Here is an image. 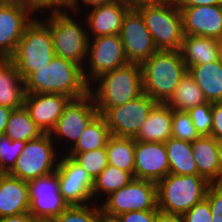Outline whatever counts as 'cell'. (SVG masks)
<instances>
[{
    "mask_svg": "<svg viewBox=\"0 0 222 222\" xmlns=\"http://www.w3.org/2000/svg\"><path fill=\"white\" fill-rule=\"evenodd\" d=\"M39 17L49 26L55 56L85 66L89 37L83 16L66 8L46 9Z\"/></svg>",
    "mask_w": 222,
    "mask_h": 222,
    "instance_id": "obj_1",
    "label": "cell"
},
{
    "mask_svg": "<svg viewBox=\"0 0 222 222\" xmlns=\"http://www.w3.org/2000/svg\"><path fill=\"white\" fill-rule=\"evenodd\" d=\"M24 86L26 94L60 93L71 99H78L89 93L83 68L58 56H55L48 66L33 72L24 81Z\"/></svg>",
    "mask_w": 222,
    "mask_h": 222,
    "instance_id": "obj_2",
    "label": "cell"
},
{
    "mask_svg": "<svg viewBox=\"0 0 222 222\" xmlns=\"http://www.w3.org/2000/svg\"><path fill=\"white\" fill-rule=\"evenodd\" d=\"M98 113L120 106L143 94L141 65L128 63L106 72L89 85Z\"/></svg>",
    "mask_w": 222,
    "mask_h": 222,
    "instance_id": "obj_3",
    "label": "cell"
},
{
    "mask_svg": "<svg viewBox=\"0 0 222 222\" xmlns=\"http://www.w3.org/2000/svg\"><path fill=\"white\" fill-rule=\"evenodd\" d=\"M143 93L166 103L188 69L179 50H158L141 64Z\"/></svg>",
    "mask_w": 222,
    "mask_h": 222,
    "instance_id": "obj_4",
    "label": "cell"
},
{
    "mask_svg": "<svg viewBox=\"0 0 222 222\" xmlns=\"http://www.w3.org/2000/svg\"><path fill=\"white\" fill-rule=\"evenodd\" d=\"M55 57L49 26L39 17L26 26L14 54L10 57L25 81L33 72L48 66Z\"/></svg>",
    "mask_w": 222,
    "mask_h": 222,
    "instance_id": "obj_5",
    "label": "cell"
},
{
    "mask_svg": "<svg viewBox=\"0 0 222 222\" xmlns=\"http://www.w3.org/2000/svg\"><path fill=\"white\" fill-rule=\"evenodd\" d=\"M156 185L159 211L183 215L206 197L211 184L199 175L169 173Z\"/></svg>",
    "mask_w": 222,
    "mask_h": 222,
    "instance_id": "obj_6",
    "label": "cell"
},
{
    "mask_svg": "<svg viewBox=\"0 0 222 222\" xmlns=\"http://www.w3.org/2000/svg\"><path fill=\"white\" fill-rule=\"evenodd\" d=\"M136 9L141 13L158 50H180L184 36L182 16L173 0L143 4Z\"/></svg>",
    "mask_w": 222,
    "mask_h": 222,
    "instance_id": "obj_7",
    "label": "cell"
},
{
    "mask_svg": "<svg viewBox=\"0 0 222 222\" xmlns=\"http://www.w3.org/2000/svg\"><path fill=\"white\" fill-rule=\"evenodd\" d=\"M60 156L61 153L50 134L43 133L38 138L26 142L8 174L29 182L55 172Z\"/></svg>",
    "mask_w": 222,
    "mask_h": 222,
    "instance_id": "obj_8",
    "label": "cell"
},
{
    "mask_svg": "<svg viewBox=\"0 0 222 222\" xmlns=\"http://www.w3.org/2000/svg\"><path fill=\"white\" fill-rule=\"evenodd\" d=\"M98 114L90 93L68 102L49 133L61 154H66L75 145L82 131Z\"/></svg>",
    "mask_w": 222,
    "mask_h": 222,
    "instance_id": "obj_9",
    "label": "cell"
},
{
    "mask_svg": "<svg viewBox=\"0 0 222 222\" xmlns=\"http://www.w3.org/2000/svg\"><path fill=\"white\" fill-rule=\"evenodd\" d=\"M100 206L103 215L110 219L130 211L159 210L157 185L149 180L133 178L128 185L107 196Z\"/></svg>",
    "mask_w": 222,
    "mask_h": 222,
    "instance_id": "obj_10",
    "label": "cell"
},
{
    "mask_svg": "<svg viewBox=\"0 0 222 222\" xmlns=\"http://www.w3.org/2000/svg\"><path fill=\"white\" fill-rule=\"evenodd\" d=\"M128 63L119 34L89 38L84 78L90 85L100 75Z\"/></svg>",
    "mask_w": 222,
    "mask_h": 222,
    "instance_id": "obj_11",
    "label": "cell"
},
{
    "mask_svg": "<svg viewBox=\"0 0 222 222\" xmlns=\"http://www.w3.org/2000/svg\"><path fill=\"white\" fill-rule=\"evenodd\" d=\"M56 171L59 191L69 206L94 203V180L83 167L66 154H61Z\"/></svg>",
    "mask_w": 222,
    "mask_h": 222,
    "instance_id": "obj_12",
    "label": "cell"
},
{
    "mask_svg": "<svg viewBox=\"0 0 222 222\" xmlns=\"http://www.w3.org/2000/svg\"><path fill=\"white\" fill-rule=\"evenodd\" d=\"M119 35L129 63L141 65L158 51L141 13L136 8H130L125 14Z\"/></svg>",
    "mask_w": 222,
    "mask_h": 222,
    "instance_id": "obj_13",
    "label": "cell"
},
{
    "mask_svg": "<svg viewBox=\"0 0 222 222\" xmlns=\"http://www.w3.org/2000/svg\"><path fill=\"white\" fill-rule=\"evenodd\" d=\"M155 104L153 99L143 93L132 101L109 108L102 116L111 135L134 138Z\"/></svg>",
    "mask_w": 222,
    "mask_h": 222,
    "instance_id": "obj_14",
    "label": "cell"
},
{
    "mask_svg": "<svg viewBox=\"0 0 222 222\" xmlns=\"http://www.w3.org/2000/svg\"><path fill=\"white\" fill-rule=\"evenodd\" d=\"M29 212L38 219H53L69 205L59 191L57 171L30 180Z\"/></svg>",
    "mask_w": 222,
    "mask_h": 222,
    "instance_id": "obj_15",
    "label": "cell"
},
{
    "mask_svg": "<svg viewBox=\"0 0 222 222\" xmlns=\"http://www.w3.org/2000/svg\"><path fill=\"white\" fill-rule=\"evenodd\" d=\"M168 174L169 161L165 143L135 141L133 177L157 183Z\"/></svg>",
    "mask_w": 222,
    "mask_h": 222,
    "instance_id": "obj_16",
    "label": "cell"
},
{
    "mask_svg": "<svg viewBox=\"0 0 222 222\" xmlns=\"http://www.w3.org/2000/svg\"><path fill=\"white\" fill-rule=\"evenodd\" d=\"M184 35H193L222 40V7L186 6L179 7Z\"/></svg>",
    "mask_w": 222,
    "mask_h": 222,
    "instance_id": "obj_17",
    "label": "cell"
},
{
    "mask_svg": "<svg viewBox=\"0 0 222 222\" xmlns=\"http://www.w3.org/2000/svg\"><path fill=\"white\" fill-rule=\"evenodd\" d=\"M130 8L125 0H116L82 12L88 37L119 34L124 16Z\"/></svg>",
    "mask_w": 222,
    "mask_h": 222,
    "instance_id": "obj_18",
    "label": "cell"
},
{
    "mask_svg": "<svg viewBox=\"0 0 222 222\" xmlns=\"http://www.w3.org/2000/svg\"><path fill=\"white\" fill-rule=\"evenodd\" d=\"M70 100V97L60 93L25 94L24 106L42 133L49 134Z\"/></svg>",
    "mask_w": 222,
    "mask_h": 222,
    "instance_id": "obj_19",
    "label": "cell"
},
{
    "mask_svg": "<svg viewBox=\"0 0 222 222\" xmlns=\"http://www.w3.org/2000/svg\"><path fill=\"white\" fill-rule=\"evenodd\" d=\"M35 15L19 6H0V58H10Z\"/></svg>",
    "mask_w": 222,
    "mask_h": 222,
    "instance_id": "obj_20",
    "label": "cell"
},
{
    "mask_svg": "<svg viewBox=\"0 0 222 222\" xmlns=\"http://www.w3.org/2000/svg\"><path fill=\"white\" fill-rule=\"evenodd\" d=\"M191 150L199 176L210 184H221L217 140L212 136H200L191 142Z\"/></svg>",
    "mask_w": 222,
    "mask_h": 222,
    "instance_id": "obj_21",
    "label": "cell"
},
{
    "mask_svg": "<svg viewBox=\"0 0 222 222\" xmlns=\"http://www.w3.org/2000/svg\"><path fill=\"white\" fill-rule=\"evenodd\" d=\"M28 183L7 173L0 183V219L29 212Z\"/></svg>",
    "mask_w": 222,
    "mask_h": 222,
    "instance_id": "obj_22",
    "label": "cell"
},
{
    "mask_svg": "<svg viewBox=\"0 0 222 222\" xmlns=\"http://www.w3.org/2000/svg\"><path fill=\"white\" fill-rule=\"evenodd\" d=\"M25 86L14 61L0 58V105L12 110L24 106Z\"/></svg>",
    "mask_w": 222,
    "mask_h": 222,
    "instance_id": "obj_23",
    "label": "cell"
},
{
    "mask_svg": "<svg viewBox=\"0 0 222 222\" xmlns=\"http://www.w3.org/2000/svg\"><path fill=\"white\" fill-rule=\"evenodd\" d=\"M172 112L166 103H156L133 139L165 143L172 135Z\"/></svg>",
    "mask_w": 222,
    "mask_h": 222,
    "instance_id": "obj_24",
    "label": "cell"
},
{
    "mask_svg": "<svg viewBox=\"0 0 222 222\" xmlns=\"http://www.w3.org/2000/svg\"><path fill=\"white\" fill-rule=\"evenodd\" d=\"M220 41L214 38L184 35L180 53L186 68L219 60Z\"/></svg>",
    "mask_w": 222,
    "mask_h": 222,
    "instance_id": "obj_25",
    "label": "cell"
},
{
    "mask_svg": "<svg viewBox=\"0 0 222 222\" xmlns=\"http://www.w3.org/2000/svg\"><path fill=\"white\" fill-rule=\"evenodd\" d=\"M194 82L203 91L208 102H222V62L217 60L188 68Z\"/></svg>",
    "mask_w": 222,
    "mask_h": 222,
    "instance_id": "obj_26",
    "label": "cell"
},
{
    "mask_svg": "<svg viewBox=\"0 0 222 222\" xmlns=\"http://www.w3.org/2000/svg\"><path fill=\"white\" fill-rule=\"evenodd\" d=\"M169 161V173L175 175H199L192 155L191 142L170 137L165 142Z\"/></svg>",
    "mask_w": 222,
    "mask_h": 222,
    "instance_id": "obj_27",
    "label": "cell"
},
{
    "mask_svg": "<svg viewBox=\"0 0 222 222\" xmlns=\"http://www.w3.org/2000/svg\"><path fill=\"white\" fill-rule=\"evenodd\" d=\"M133 178L131 172L108 164L94 179L92 192L94 203L100 204L111 193L128 185Z\"/></svg>",
    "mask_w": 222,
    "mask_h": 222,
    "instance_id": "obj_28",
    "label": "cell"
},
{
    "mask_svg": "<svg viewBox=\"0 0 222 222\" xmlns=\"http://www.w3.org/2000/svg\"><path fill=\"white\" fill-rule=\"evenodd\" d=\"M206 102L203 91L187 71L166 104L175 111L188 112L193 107Z\"/></svg>",
    "mask_w": 222,
    "mask_h": 222,
    "instance_id": "obj_29",
    "label": "cell"
},
{
    "mask_svg": "<svg viewBox=\"0 0 222 222\" xmlns=\"http://www.w3.org/2000/svg\"><path fill=\"white\" fill-rule=\"evenodd\" d=\"M111 132L104 117L98 114L82 131L75 145L68 152H87L106 147Z\"/></svg>",
    "mask_w": 222,
    "mask_h": 222,
    "instance_id": "obj_30",
    "label": "cell"
},
{
    "mask_svg": "<svg viewBox=\"0 0 222 222\" xmlns=\"http://www.w3.org/2000/svg\"><path fill=\"white\" fill-rule=\"evenodd\" d=\"M108 164L134 173L135 140L111 135L106 144Z\"/></svg>",
    "mask_w": 222,
    "mask_h": 222,
    "instance_id": "obj_31",
    "label": "cell"
},
{
    "mask_svg": "<svg viewBox=\"0 0 222 222\" xmlns=\"http://www.w3.org/2000/svg\"><path fill=\"white\" fill-rule=\"evenodd\" d=\"M42 134V131L31 119L29 111L23 106L20 109L12 110L3 135L11 140L27 142Z\"/></svg>",
    "mask_w": 222,
    "mask_h": 222,
    "instance_id": "obj_32",
    "label": "cell"
},
{
    "mask_svg": "<svg viewBox=\"0 0 222 222\" xmlns=\"http://www.w3.org/2000/svg\"><path fill=\"white\" fill-rule=\"evenodd\" d=\"M104 215L100 204L70 205L53 222H103Z\"/></svg>",
    "mask_w": 222,
    "mask_h": 222,
    "instance_id": "obj_33",
    "label": "cell"
},
{
    "mask_svg": "<svg viewBox=\"0 0 222 222\" xmlns=\"http://www.w3.org/2000/svg\"><path fill=\"white\" fill-rule=\"evenodd\" d=\"M81 167H83L94 180L108 165L106 148H98L87 152H67Z\"/></svg>",
    "mask_w": 222,
    "mask_h": 222,
    "instance_id": "obj_34",
    "label": "cell"
},
{
    "mask_svg": "<svg viewBox=\"0 0 222 222\" xmlns=\"http://www.w3.org/2000/svg\"><path fill=\"white\" fill-rule=\"evenodd\" d=\"M171 137L188 142L200 137L187 111L173 110Z\"/></svg>",
    "mask_w": 222,
    "mask_h": 222,
    "instance_id": "obj_35",
    "label": "cell"
},
{
    "mask_svg": "<svg viewBox=\"0 0 222 222\" xmlns=\"http://www.w3.org/2000/svg\"><path fill=\"white\" fill-rule=\"evenodd\" d=\"M199 136H210L213 116L212 103L197 105L188 111Z\"/></svg>",
    "mask_w": 222,
    "mask_h": 222,
    "instance_id": "obj_36",
    "label": "cell"
},
{
    "mask_svg": "<svg viewBox=\"0 0 222 222\" xmlns=\"http://www.w3.org/2000/svg\"><path fill=\"white\" fill-rule=\"evenodd\" d=\"M26 142L11 140L10 138L0 136V155L2 160V168L8 173L16 163Z\"/></svg>",
    "mask_w": 222,
    "mask_h": 222,
    "instance_id": "obj_37",
    "label": "cell"
},
{
    "mask_svg": "<svg viewBox=\"0 0 222 222\" xmlns=\"http://www.w3.org/2000/svg\"><path fill=\"white\" fill-rule=\"evenodd\" d=\"M206 198L210 205L212 222H222V184H211Z\"/></svg>",
    "mask_w": 222,
    "mask_h": 222,
    "instance_id": "obj_38",
    "label": "cell"
},
{
    "mask_svg": "<svg viewBox=\"0 0 222 222\" xmlns=\"http://www.w3.org/2000/svg\"><path fill=\"white\" fill-rule=\"evenodd\" d=\"M184 222H212L210 205L205 197L183 215Z\"/></svg>",
    "mask_w": 222,
    "mask_h": 222,
    "instance_id": "obj_39",
    "label": "cell"
},
{
    "mask_svg": "<svg viewBox=\"0 0 222 222\" xmlns=\"http://www.w3.org/2000/svg\"><path fill=\"white\" fill-rule=\"evenodd\" d=\"M159 210H140L122 213L113 219L116 222H155Z\"/></svg>",
    "mask_w": 222,
    "mask_h": 222,
    "instance_id": "obj_40",
    "label": "cell"
},
{
    "mask_svg": "<svg viewBox=\"0 0 222 222\" xmlns=\"http://www.w3.org/2000/svg\"><path fill=\"white\" fill-rule=\"evenodd\" d=\"M116 0H70L66 9L71 12L81 14L82 12L105 4H110Z\"/></svg>",
    "mask_w": 222,
    "mask_h": 222,
    "instance_id": "obj_41",
    "label": "cell"
},
{
    "mask_svg": "<svg viewBox=\"0 0 222 222\" xmlns=\"http://www.w3.org/2000/svg\"><path fill=\"white\" fill-rule=\"evenodd\" d=\"M213 123L210 136L216 140L222 139V102L212 103Z\"/></svg>",
    "mask_w": 222,
    "mask_h": 222,
    "instance_id": "obj_42",
    "label": "cell"
},
{
    "mask_svg": "<svg viewBox=\"0 0 222 222\" xmlns=\"http://www.w3.org/2000/svg\"><path fill=\"white\" fill-rule=\"evenodd\" d=\"M0 6H19L29 9L35 16L40 15V0H0Z\"/></svg>",
    "mask_w": 222,
    "mask_h": 222,
    "instance_id": "obj_43",
    "label": "cell"
},
{
    "mask_svg": "<svg viewBox=\"0 0 222 222\" xmlns=\"http://www.w3.org/2000/svg\"><path fill=\"white\" fill-rule=\"evenodd\" d=\"M40 219L36 218L30 212H25L19 215L7 216L0 219V222H38Z\"/></svg>",
    "mask_w": 222,
    "mask_h": 222,
    "instance_id": "obj_44",
    "label": "cell"
},
{
    "mask_svg": "<svg viewBox=\"0 0 222 222\" xmlns=\"http://www.w3.org/2000/svg\"><path fill=\"white\" fill-rule=\"evenodd\" d=\"M178 7L218 5L217 0H173Z\"/></svg>",
    "mask_w": 222,
    "mask_h": 222,
    "instance_id": "obj_45",
    "label": "cell"
},
{
    "mask_svg": "<svg viewBox=\"0 0 222 222\" xmlns=\"http://www.w3.org/2000/svg\"><path fill=\"white\" fill-rule=\"evenodd\" d=\"M70 0H40V14L50 8H66Z\"/></svg>",
    "mask_w": 222,
    "mask_h": 222,
    "instance_id": "obj_46",
    "label": "cell"
},
{
    "mask_svg": "<svg viewBox=\"0 0 222 222\" xmlns=\"http://www.w3.org/2000/svg\"><path fill=\"white\" fill-rule=\"evenodd\" d=\"M155 222H184L182 215L168 214L159 211Z\"/></svg>",
    "mask_w": 222,
    "mask_h": 222,
    "instance_id": "obj_47",
    "label": "cell"
},
{
    "mask_svg": "<svg viewBox=\"0 0 222 222\" xmlns=\"http://www.w3.org/2000/svg\"><path fill=\"white\" fill-rule=\"evenodd\" d=\"M12 109L0 105V136L4 134Z\"/></svg>",
    "mask_w": 222,
    "mask_h": 222,
    "instance_id": "obj_48",
    "label": "cell"
},
{
    "mask_svg": "<svg viewBox=\"0 0 222 222\" xmlns=\"http://www.w3.org/2000/svg\"><path fill=\"white\" fill-rule=\"evenodd\" d=\"M131 8H136L143 4H157L168 0H125Z\"/></svg>",
    "mask_w": 222,
    "mask_h": 222,
    "instance_id": "obj_49",
    "label": "cell"
},
{
    "mask_svg": "<svg viewBox=\"0 0 222 222\" xmlns=\"http://www.w3.org/2000/svg\"><path fill=\"white\" fill-rule=\"evenodd\" d=\"M217 147H218V155L221 167V183H222V139L217 140Z\"/></svg>",
    "mask_w": 222,
    "mask_h": 222,
    "instance_id": "obj_50",
    "label": "cell"
},
{
    "mask_svg": "<svg viewBox=\"0 0 222 222\" xmlns=\"http://www.w3.org/2000/svg\"><path fill=\"white\" fill-rule=\"evenodd\" d=\"M6 175H7V172L2 167H0V183Z\"/></svg>",
    "mask_w": 222,
    "mask_h": 222,
    "instance_id": "obj_51",
    "label": "cell"
},
{
    "mask_svg": "<svg viewBox=\"0 0 222 222\" xmlns=\"http://www.w3.org/2000/svg\"><path fill=\"white\" fill-rule=\"evenodd\" d=\"M219 60L222 62V40H220Z\"/></svg>",
    "mask_w": 222,
    "mask_h": 222,
    "instance_id": "obj_52",
    "label": "cell"
},
{
    "mask_svg": "<svg viewBox=\"0 0 222 222\" xmlns=\"http://www.w3.org/2000/svg\"><path fill=\"white\" fill-rule=\"evenodd\" d=\"M103 222H116V221L114 219H110V218L104 217Z\"/></svg>",
    "mask_w": 222,
    "mask_h": 222,
    "instance_id": "obj_53",
    "label": "cell"
},
{
    "mask_svg": "<svg viewBox=\"0 0 222 222\" xmlns=\"http://www.w3.org/2000/svg\"><path fill=\"white\" fill-rule=\"evenodd\" d=\"M38 222H53V221L49 219H40Z\"/></svg>",
    "mask_w": 222,
    "mask_h": 222,
    "instance_id": "obj_54",
    "label": "cell"
},
{
    "mask_svg": "<svg viewBox=\"0 0 222 222\" xmlns=\"http://www.w3.org/2000/svg\"><path fill=\"white\" fill-rule=\"evenodd\" d=\"M218 1V5L222 7V0H217Z\"/></svg>",
    "mask_w": 222,
    "mask_h": 222,
    "instance_id": "obj_55",
    "label": "cell"
},
{
    "mask_svg": "<svg viewBox=\"0 0 222 222\" xmlns=\"http://www.w3.org/2000/svg\"><path fill=\"white\" fill-rule=\"evenodd\" d=\"M0 167H2V160H1V155H0Z\"/></svg>",
    "mask_w": 222,
    "mask_h": 222,
    "instance_id": "obj_56",
    "label": "cell"
}]
</instances>
